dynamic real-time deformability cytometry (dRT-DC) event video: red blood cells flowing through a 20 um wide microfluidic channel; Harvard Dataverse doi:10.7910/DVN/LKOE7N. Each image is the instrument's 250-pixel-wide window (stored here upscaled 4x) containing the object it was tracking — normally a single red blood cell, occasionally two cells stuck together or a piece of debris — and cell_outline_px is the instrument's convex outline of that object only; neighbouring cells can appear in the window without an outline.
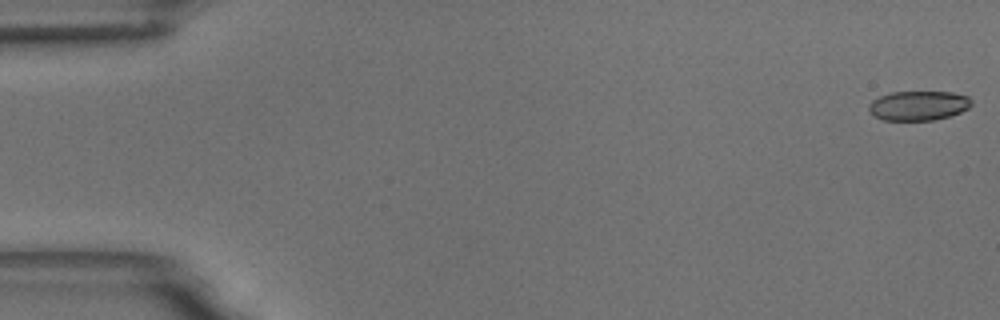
{"species": "common noctule bat (a hibernating species)", "species_latin": "Nyctalus noctula", "temperature_condition": "room temperature", "stored_images_in_passage": 55, "camera_frame_rate_fps": 3000, "um_per_image_px": 0.085, "animal": {"sex": "male", "body_mass_g": 18.8}, "frame": {"image": 1, "passage_image": 1, "time_ms": 0.0, "image_size_px": [1000, 320], "cell_outline_px": [[972, 104], [968, 108], [960, 112], [948, 116], [932, 120], [884, 120], [876, 116], [868, 108], [868, 104], [872, 100], [880, 96], [892, 92], [952, 92], [968, 96], [972, 100]], "centroid_in_image_um": [78.08, 8.97], "position_along_channel_um": 6.9, "area_um2": 17.51}}
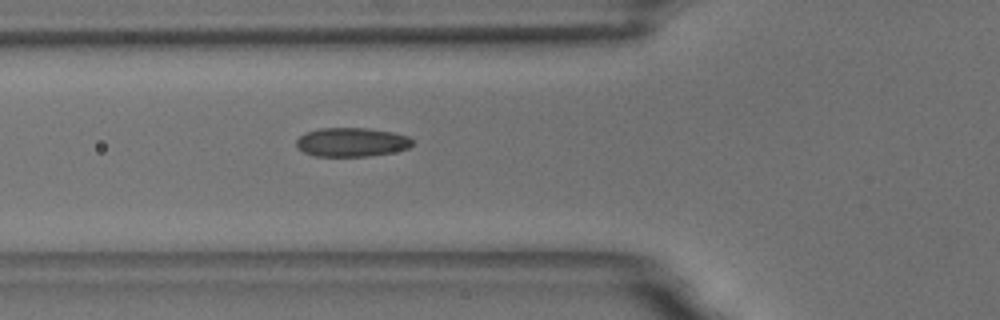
{"frame": {"image": 2, "passage_image": 20, "time_ms": 6.333, "image_size_px": [1000, 320], "cell_outline_px": [[412, 144], [408, 148], [392, 152], [368, 156], [316, 156], [304, 152], [296, 148], [296, 140], [304, 132], [320, 128], [368, 128], [392, 132], [408, 136], [412, 140]], "centroid_in_image_um": [29.85, 12.08], "position_along_channel_um": 96.0, "area_um2": 19.59}}
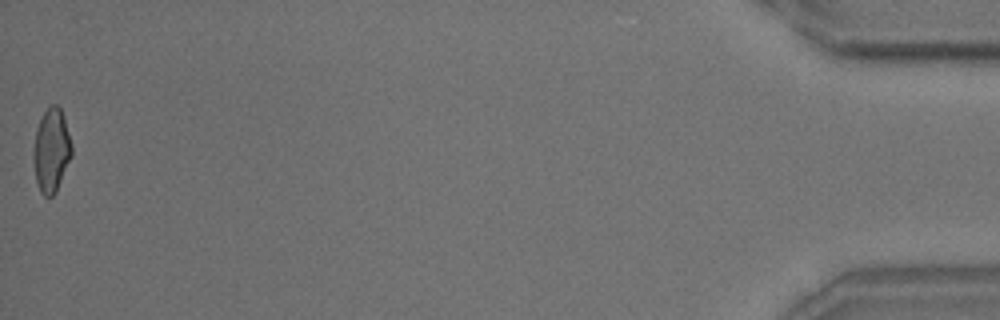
{"frame": {"image": 3, "passage_image": 55, "time_ms": 18.0, "image_size_px": [1000, 320], "cell_outline_px": [[72, 156], [56, 192], [52, 196], [44, 196], [40, 192], [36, 180], [32, 160], [32, 152], [36, 128], [44, 112], [52, 104], [56, 104], [60, 108], [64, 116], [72, 144]], "centroid_in_image_um": [4.36, 12.79], "position_along_channel_um": 430.8, "area_um2": 18.9}, "authors_computed_cell_mechanics": {"area_um2": 18.9584, "velocity_mm_per_s": 3.6892, "shape_relaxation_time_tau1_ms": 5.8482, "shape_relaxation_time_tau2_ms": 1.5994, "deformation_change_tau1": 0.1321, "deformation_change_tau2": 0.0681}}